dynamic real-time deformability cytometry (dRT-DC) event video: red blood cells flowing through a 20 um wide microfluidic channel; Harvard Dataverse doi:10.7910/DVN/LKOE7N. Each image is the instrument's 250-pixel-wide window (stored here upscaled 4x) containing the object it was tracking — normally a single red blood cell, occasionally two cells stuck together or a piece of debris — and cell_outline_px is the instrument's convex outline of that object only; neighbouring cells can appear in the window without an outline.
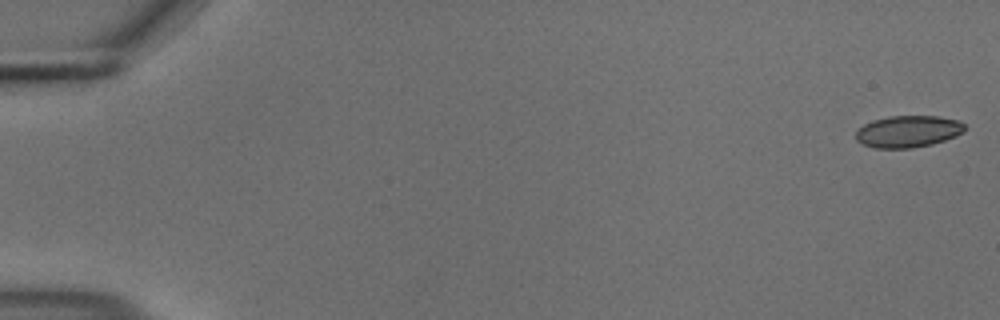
{"species": "common noctule bat (a hibernating species)", "species_latin": "Nyctalus noctula", "temperature_condition": "cold", "stored_images_in_passage": 55, "camera_frame_rate_fps": 3000, "um_per_image_px": 0.085, "animal": {"sex": "male", "body_mass_g": 18.8}, "frame": {"image": 1, "passage_image": 1, "time_ms": 0.0, "image_size_px": [1000, 320], "cell_outline_px": [[964, 132], [956, 136], [932, 144], [912, 148], [876, 148], [864, 144], [856, 140], [856, 132], [864, 124], [872, 120], [888, 116], [940, 116], [960, 120], [964, 124]], "centroid_in_image_um": [77.2, 11.16], "position_along_channel_um": 7.8, "area_um2": 20.23}}
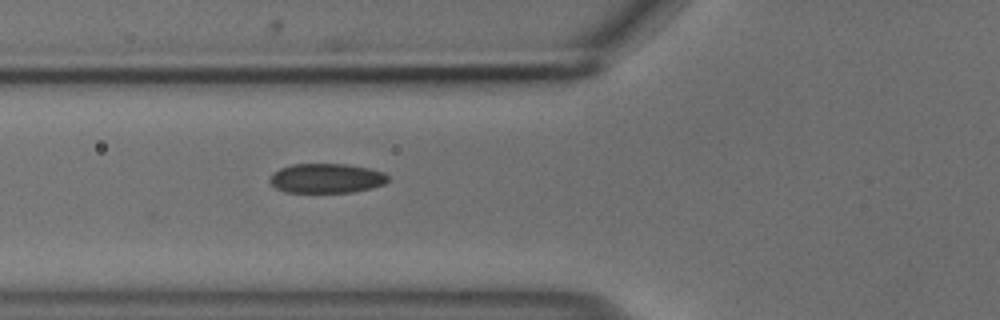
{"frame": {"image": 2, "passage_image": 21, "time_ms": 6.667, "image_size_px": [1000, 320], "cell_outline_px": [[388, 180], [384, 184], [372, 188], [352, 192], [284, 192], [276, 188], [268, 180], [272, 172], [280, 168], [292, 164], [348, 164], [368, 168], [384, 172], [388, 176]], "centroid_in_image_um": [27.73, 15.15], "position_along_channel_um": 98.1, "area_um2": 20.46}}
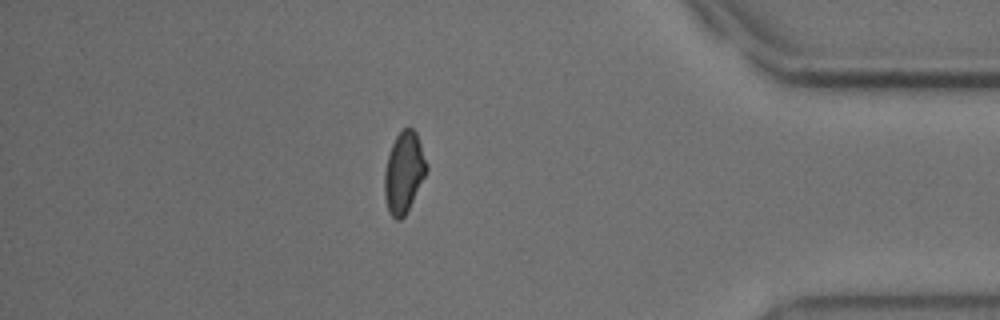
{"frame": {"image": 3, "passage_image": 48, "time_ms": 15.667, "image_size_px": [1000, 320], "cell_outline_px": [[428, 168], [404, 216], [400, 220], [396, 220], [388, 212], [384, 196], [384, 172], [388, 156], [392, 144], [396, 136], [404, 128], [412, 128], [416, 132], [428, 164]], "centroid_in_image_um": [34.31, 14.65], "position_along_channel_um": 400.9, "area_um2": 19.59}, "authors_computed_cell_mechanics": {"area_um2": 20.4612, "velocity_mm_per_s": 3.6942, "shape_relaxation_time_tau1_ms": null, "shape_relaxation_time_tau2_ms": 2.4432, "deformation_change_tau1": null, "deformation_change_tau2": 0.0695}}